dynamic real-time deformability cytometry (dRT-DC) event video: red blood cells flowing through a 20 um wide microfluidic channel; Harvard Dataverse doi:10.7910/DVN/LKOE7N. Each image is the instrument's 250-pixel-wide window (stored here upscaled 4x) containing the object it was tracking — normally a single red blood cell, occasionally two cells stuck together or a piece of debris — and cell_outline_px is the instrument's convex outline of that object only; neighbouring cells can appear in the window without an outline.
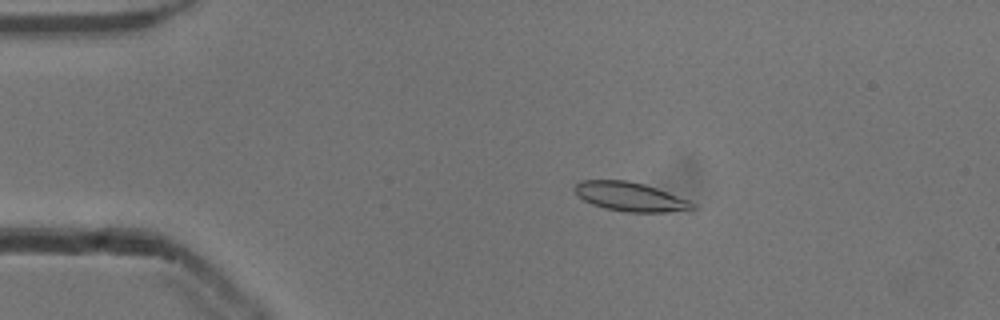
{"species": "common noctule bat (a hibernating species)", "species_latin": "Nyctalus noctula", "temperature_condition": "cold", "stored_images_in_passage": 54, "camera_frame_rate_fps": 3000, "um_per_image_px": 0.085, "animal": {"sex": "male", "body_mass_g": 13.3}, "frame": {"image": 1, "passage_image": 11, "time_ms": 3.333, "image_size_px": [1000, 320], "cell_outline_px": [[696, 208], [668, 212], [624, 212], [604, 208], [592, 204], [584, 200], [572, 188], [580, 180], [628, 180], [644, 184], [656, 188], [688, 200], [696, 204]], "centroid_in_image_um": [53.54, 16.72], "position_along_channel_um": 31.5, "area_um2": 19.83}}
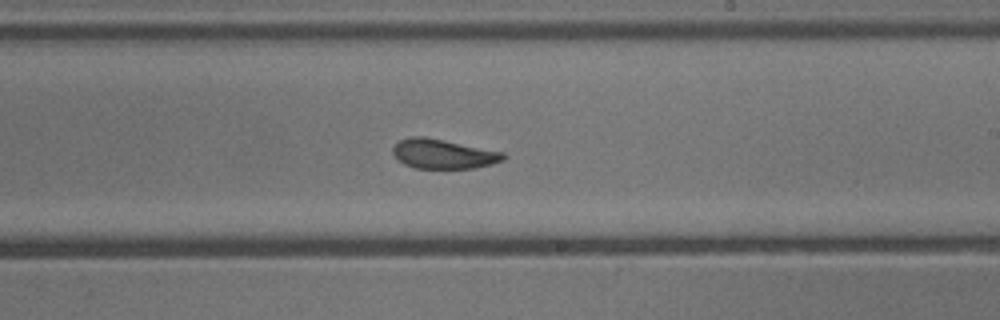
{"frame": {"image": 2, "passage_image": 32, "time_ms": 10.333, "image_size_px": [1000, 320], "cell_outline_px": [[508, 156], [504, 160], [492, 164], [476, 168], [416, 168], [404, 164], [392, 152], [392, 148], [400, 140], [412, 136], [424, 136], [504, 152]], "centroid_in_image_um": [37.72, 13.08], "position_along_channel_um": 251.3, "area_um2": 18.96}}
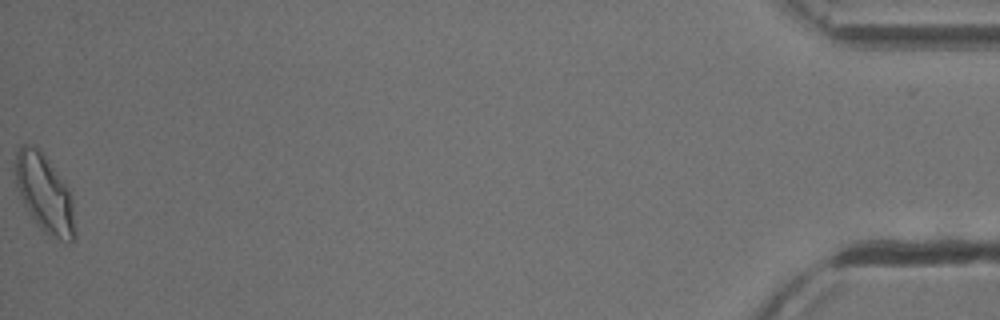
{"frame": {"image": 3, "passage_image": 54, "time_ms": 17.667, "image_size_px": [1000, 320], "cell_outline_px": [[76, 236], [72, 244], [64, 244], [44, 232], [36, 224], [28, 212], [24, 204], [16, 184], [16, 152], [24, 144], [32, 144], [40, 148], [64, 184], [72, 200], [76, 232]], "centroid_in_image_um": [3.81, 16.53], "position_along_channel_um": 431.4, "area_um2": 26.99}, "authors_computed_cell_mechanics": {"area_um2": 19.9121, "velocity_mm_per_s": 3.8626, "shape_relaxation_time_tau1_ms": 4.0995, "shape_relaxation_time_tau2_ms": 1.417, "deformation_change_tau1": 0.1191, "deformation_change_tau2": 0.0643}}